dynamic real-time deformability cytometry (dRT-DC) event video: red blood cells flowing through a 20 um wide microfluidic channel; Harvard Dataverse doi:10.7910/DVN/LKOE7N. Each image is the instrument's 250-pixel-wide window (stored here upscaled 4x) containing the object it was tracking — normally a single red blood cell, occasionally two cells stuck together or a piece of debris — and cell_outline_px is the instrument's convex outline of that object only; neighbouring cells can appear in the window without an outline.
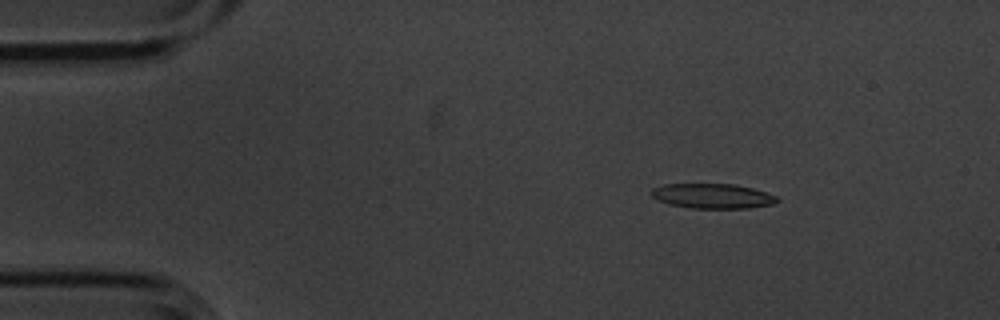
{"species": "common noctule bat (a hibernating species)", "species_latin": "Nyctalus noctula", "temperature_condition": "cold", "stored_images_in_passage": 9, "camera_frame_rate_fps": 3000, "um_per_image_px": 0.085, "animal": {"sex": "male", "body_mass_g": 20.1, "forearm_length_mm": 53.5}, "frame": {"image": 1, "passage_image": 3, "time_ms": 0.667, "image_size_px": [1000, 320], "cell_outline_px": [[780, 200], [776, 204], [748, 208], [688, 208], [668, 204], [652, 196], [652, 188], [664, 184], [732, 184], [752, 188], [776, 196]], "centroid_in_image_um": [60.58, 16.67], "position_along_channel_um": 24.4, "area_um2": 18.15}}
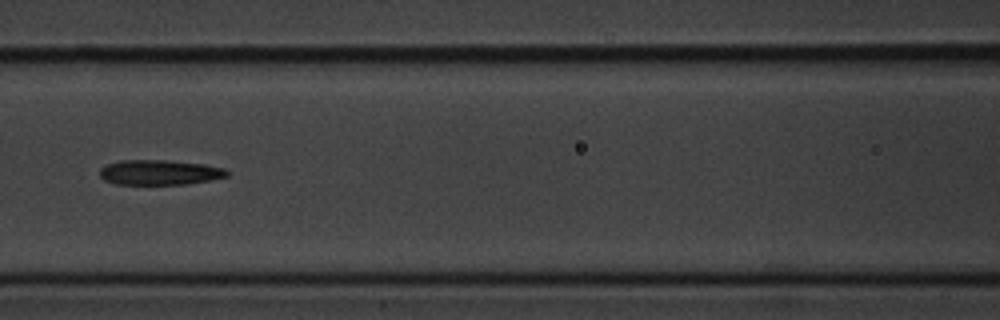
{"frame": {"image": 2, "passage_image": 7, "time_ms": 2.0, "image_size_px": [1000, 320], "cell_outline_px": [[228, 176], [188, 184], [116, 184], [104, 180], [100, 176], [100, 168], [108, 164], [120, 160], [164, 160], [204, 164], [224, 168], [228, 172]], "centroid_in_image_um": [13.54, 14.65], "position_along_channel_um": 153.1, "area_um2": 18.44}}
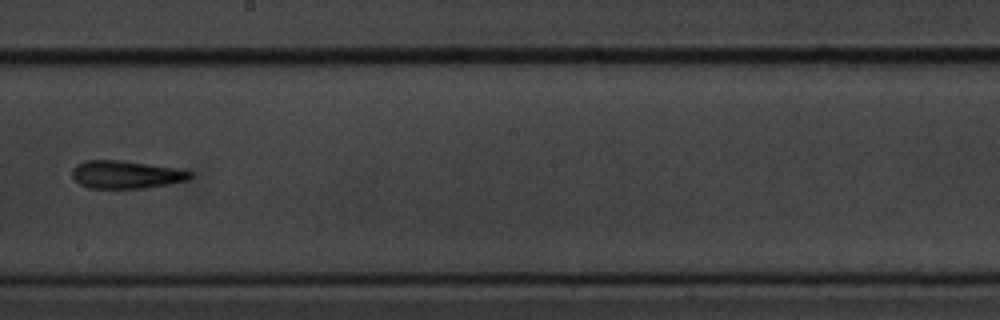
{"frame": {"image": 3, "passage_image": 9, "time_ms": 2.667, "image_size_px": [1000, 320], "cell_outline_px": [[192, 176], [188, 180], [168, 184], [140, 188], [88, 188], [80, 184], [72, 176], [72, 168], [76, 164], [84, 160], [120, 160], [176, 168], [192, 172]], "centroid_in_image_um": [10.68, 14.83], "position_along_channel_um": 237.5, "area_um2": 19.07}}